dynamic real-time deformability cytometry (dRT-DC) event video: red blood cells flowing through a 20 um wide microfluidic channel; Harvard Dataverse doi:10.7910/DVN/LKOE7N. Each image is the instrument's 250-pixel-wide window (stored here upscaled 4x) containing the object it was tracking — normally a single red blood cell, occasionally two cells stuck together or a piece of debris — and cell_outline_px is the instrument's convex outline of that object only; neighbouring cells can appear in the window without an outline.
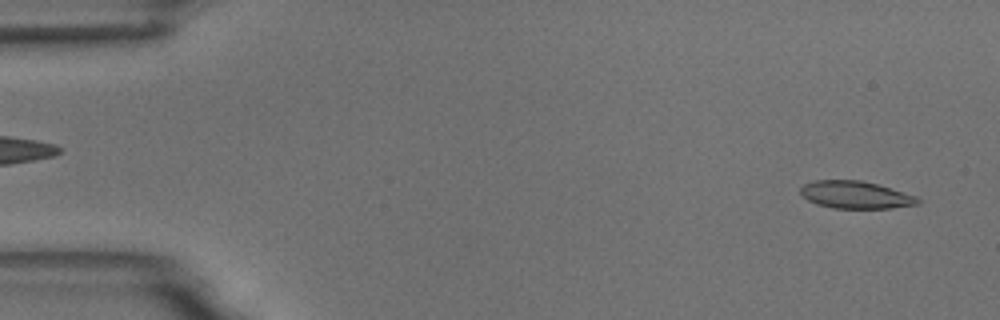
{"species": "common noctule bat (a hibernating species)", "species_latin": "Nyctalus noctula", "temperature_condition": "room temperature", "stored_images_in_passage": 54, "camera_frame_rate_fps": 3000, "um_per_image_px": 0.085, "animal": {"sex": "male", "body_mass_g": 18.8}, "frame": {"image": 1, "passage_image": 2, "time_ms": 0.333, "image_size_px": [1000, 320], "cell_outline_px": [[920, 204], [892, 208], [832, 208], [816, 204], [808, 200], [800, 192], [800, 188], [804, 184], [816, 180], [860, 180], [876, 184], [916, 196], [920, 200]], "centroid_in_image_um": [72.71, 16.57], "position_along_channel_um": 12.3, "area_um2": 18.61}}
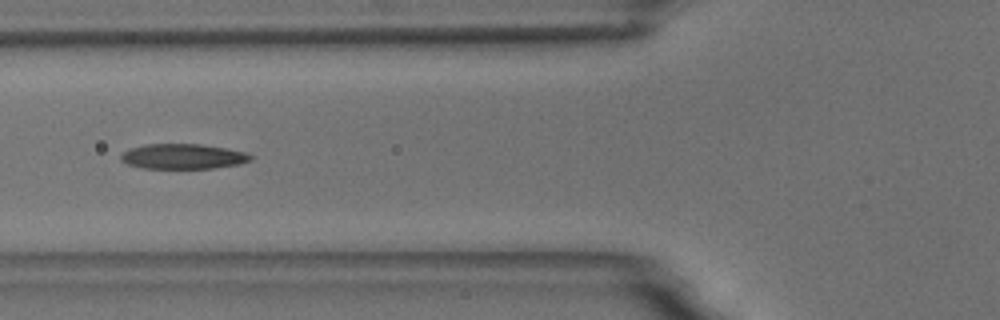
{"frame": {"image": 2, "passage_image": 20, "time_ms": 6.333, "image_size_px": [1000, 320], "cell_outline_px": [[252, 160], [240, 164], [216, 168], [144, 168], [128, 164], [120, 160], [120, 156], [124, 152], [132, 148], [144, 144], [200, 144], [224, 148], [244, 152], [252, 156]], "centroid_in_image_um": [15.56, 13.3], "position_along_channel_um": 110.2, "area_um2": 18.84}}
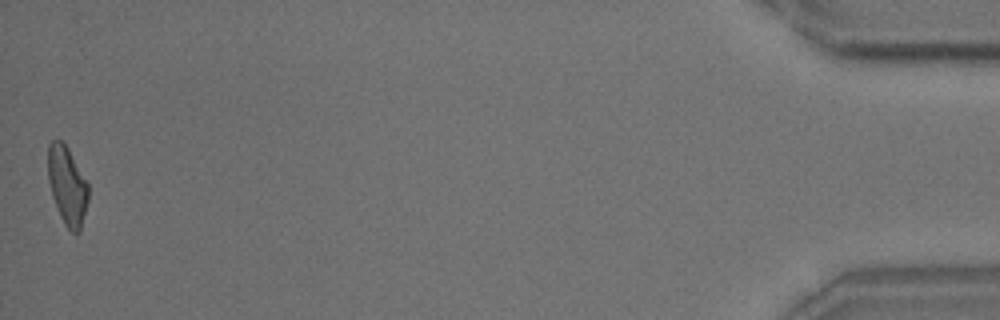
{"frame": {"image": 3, "passage_image": 54, "time_ms": 17.667, "image_size_px": [1000, 320], "cell_outline_px": [[88, 200], [80, 232], [72, 232], [64, 224], [60, 216], [52, 196], [48, 180], [48, 144], [52, 140], [60, 140], [68, 148], [88, 184]], "centroid_in_image_um": [5.7, 15.78], "position_along_channel_um": 429.5, "area_um2": 18.26}, "authors_computed_cell_mechanics": {"area_um2": 19.3052, "velocity_mm_per_s": 3.6448, "shape_relaxation_time_tau1_ms": 6.1265, "shape_relaxation_time_tau2_ms": 3.5472, "deformation_change_tau1": 0.185, "deformation_change_tau2": 0.1332}}